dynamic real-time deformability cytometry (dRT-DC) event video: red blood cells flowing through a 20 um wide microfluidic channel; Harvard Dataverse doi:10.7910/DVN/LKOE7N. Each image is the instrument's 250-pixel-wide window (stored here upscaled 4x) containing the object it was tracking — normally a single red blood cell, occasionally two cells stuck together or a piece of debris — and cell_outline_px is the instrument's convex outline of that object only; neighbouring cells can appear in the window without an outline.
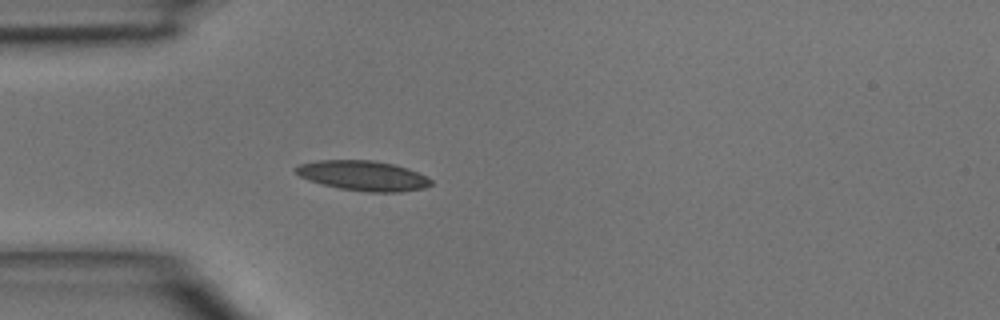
{"species": "common noctule bat (a hibernating species)", "species_latin": "Nyctalus noctula", "temperature_condition": "room temperature", "stored_images_in_passage": 33, "camera_frame_rate_fps": 3000, "um_per_image_px": 0.085, "animal": {"sex": "male", "body_mass_g": 15.6}, "frame": {"image": 1, "passage_image": 1, "time_ms": 0.0, "image_size_px": [1000, 320], "cell_outline_px": [[432, 184], [424, 188], [400, 192], [368, 192], [340, 188], [308, 180], [300, 176], [292, 168], [300, 164], [316, 160], [372, 160], [392, 164], [408, 168], [432, 180]], "centroid_in_image_um": [30.84, 14.93], "position_along_channel_um": 54.2, "area_um2": 23.47}}
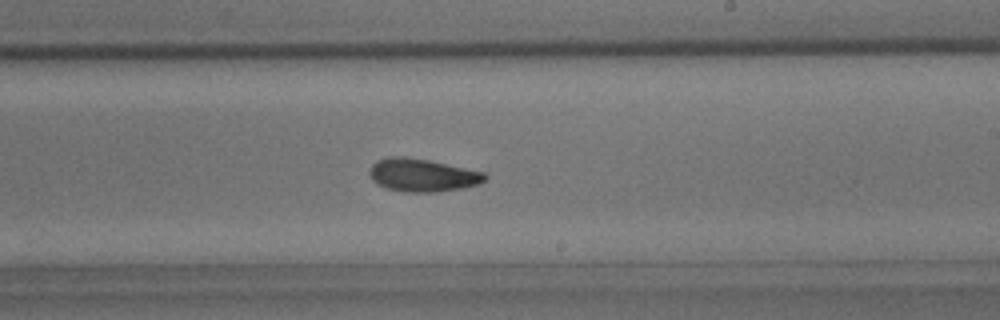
{"frame": {"image": 2, "passage_image": 15, "time_ms": 4.667, "image_size_px": [1000, 320], "cell_outline_px": [[488, 176], [480, 184], [464, 188], [432, 192], [404, 192], [388, 188], [372, 180], [368, 172], [372, 164], [376, 160], [392, 156], [400, 156], [428, 160], [484, 172]], "centroid_in_image_um": [35.9, 14.89], "position_along_channel_um": 253.1, "area_um2": 22.02}}